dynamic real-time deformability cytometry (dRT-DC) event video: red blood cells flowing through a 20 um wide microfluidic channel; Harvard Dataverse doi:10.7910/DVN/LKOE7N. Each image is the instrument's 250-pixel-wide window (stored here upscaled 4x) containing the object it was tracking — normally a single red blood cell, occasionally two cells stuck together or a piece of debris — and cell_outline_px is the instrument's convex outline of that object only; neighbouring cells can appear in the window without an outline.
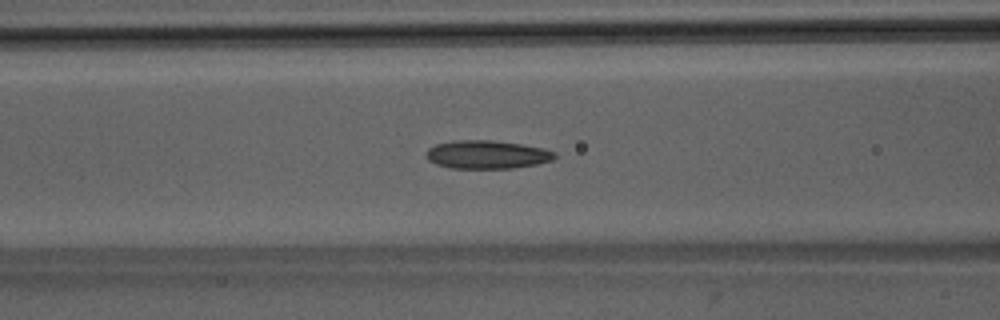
{"species": "Egyptian fruit bat (a non-hibernating species)", "species_latin": "Rousettus aegyptiacus", "temperature_condition": "room temperature", "stored_images_in_passage": 50, "camera_frame_rate_fps": 3000, "um_per_image_px": 0.085, "animal": {"sex": "male"}, "frame": {"image": 1, "passage_image": 20, "time_ms": 6.333, "image_size_px": [1000, 320], "cell_outline_px": [[556, 156], [552, 160], [536, 164], [512, 168], [452, 168], [436, 164], [428, 160], [428, 148], [436, 144], [452, 140], [492, 140], [520, 144], [544, 148], [556, 152]], "centroid_in_image_um": [41.41, 13.13], "position_along_channel_um": 125.2, "area_um2": 21.1}}
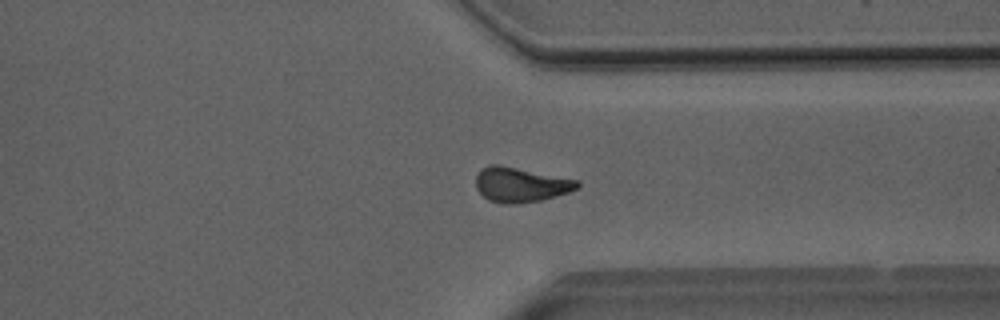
{"frame": {"image": 2, "passage_image": 38, "time_ms": 12.333, "image_size_px": [1000, 320], "cell_outline_px": [[580, 188], [556, 196], [540, 200], [516, 204], [504, 204], [488, 200], [476, 188], [476, 176], [480, 168], [488, 164], [496, 164], [580, 180]], "centroid_in_image_um": [44.25, 15.69], "position_along_channel_um": 367.1, "area_um2": 20.63}}
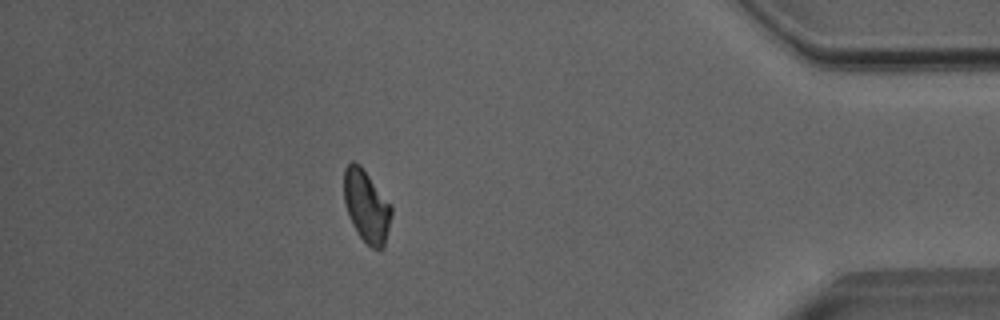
{"frame": {"image": 3, "passage_image": 44, "time_ms": 14.333, "image_size_px": [1000, 320], "cell_outline_px": [[392, 212], [384, 248], [372, 248], [360, 236], [352, 224], [348, 216], [344, 200], [344, 168], [352, 160], [360, 164], [392, 204]], "centroid_in_image_um": [31.15, 17.49], "position_along_channel_um": 404.0, "area_um2": 20.06}, "authors_computed_cell_mechanics": {"area_um2": 20.6346, "velocity_mm_per_s": 4.0321, "shape_relaxation_time_tau1_ms": 6.0458, "shape_relaxation_time_tau2_ms": 3.8741, "deformation_change_tau1": 0.1594, "deformation_change_tau2": 0.1142}}